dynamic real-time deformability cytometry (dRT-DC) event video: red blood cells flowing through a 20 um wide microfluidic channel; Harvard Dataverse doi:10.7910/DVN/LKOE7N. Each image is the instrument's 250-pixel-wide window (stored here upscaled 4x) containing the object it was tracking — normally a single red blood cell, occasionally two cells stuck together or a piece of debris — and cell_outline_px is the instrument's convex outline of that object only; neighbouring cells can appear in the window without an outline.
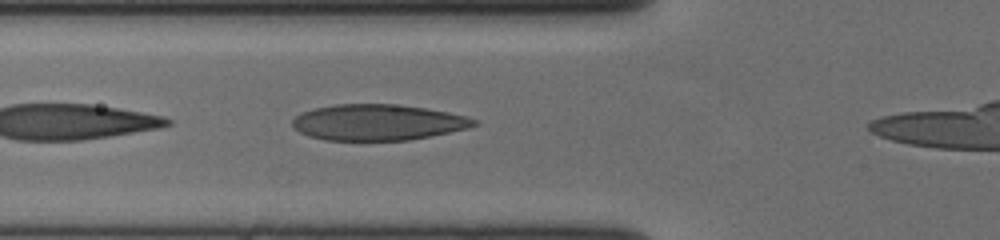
{"species": "human", "species_latin": "Homo sapiens", "temperature_condition": "cold", "stored_images_in_passage": 32, "camera_frame_rate_fps": 3000, "um_per_image_px": 0.085, "donor": {"sex": "female"}, "frame": {"image": 1, "passage_image": 3, "time_ms": 0.667, "image_size_px": [1000, 240], "cell_outline_px": [[480, 124], [468, 128], [408, 140], [324, 140], [308, 136], [292, 128], [292, 120], [300, 112], [316, 108], [336, 104], [392, 104], [428, 108], [468, 116], [476, 120]], "centroid_in_image_um": [32.1, 10.39], "position_along_channel_um": 93.7, "area_um2": 38.09}}
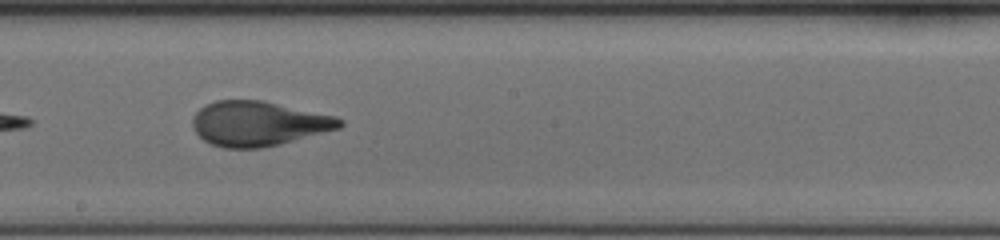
{"frame": {"image": 2, "passage_image": 14, "time_ms": 4.333, "image_size_px": [1000, 240], "cell_outline_px": [[344, 124], [340, 128], [280, 144], [260, 148], [224, 148], [212, 144], [204, 140], [192, 128], [192, 116], [204, 104], [216, 100], [264, 100], [336, 116], [344, 120]], "centroid_in_image_um": [21.96, 10.49], "position_along_channel_um": 226.2, "area_um2": 38.61}}
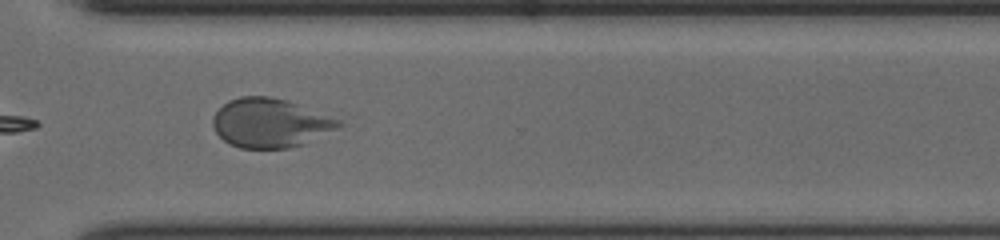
{"frame": {"image": 3, "passage_image": 24, "time_ms": 7.667, "image_size_px": [1000, 240], "cell_outline_px": [[344, 124], [340, 128], [304, 144], [288, 148], [240, 148], [228, 144], [216, 132], [212, 124], [212, 116], [228, 100], [240, 96], [268, 96], [288, 100], [340, 120]], "centroid_in_image_um": [22.97, 10.45], "position_along_channel_um": 347.6, "area_um2": 36.13}, "authors_computed_cell_mechanics": {"area_um2": 37.9168, "velocity_mm_per_s": 3.6213, "shape_relaxation_time_tau1_ms": 9.3834, "shape_relaxation_time_tau2_ms": null, "deformation_change_tau1": 0.33, "deformation_change_tau2": null}}